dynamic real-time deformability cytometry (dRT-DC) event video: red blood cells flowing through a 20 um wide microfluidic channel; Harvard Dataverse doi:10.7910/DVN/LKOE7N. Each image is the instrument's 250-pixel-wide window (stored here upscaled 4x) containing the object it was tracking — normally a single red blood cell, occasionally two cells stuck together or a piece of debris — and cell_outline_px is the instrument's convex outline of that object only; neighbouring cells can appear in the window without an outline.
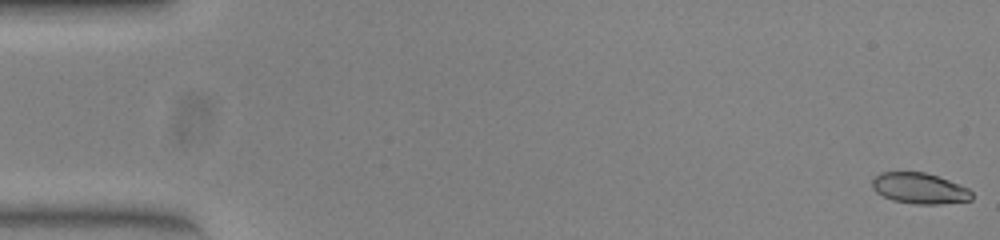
{"species": "common noctule bat (a hibernating species)", "species_latin": "Nyctalus noctula", "temperature_condition": "warm", "stored_images_in_passage": 10, "camera_frame_rate_fps": 3000, "um_per_image_px": 0.085, "animal": {"sex": "female", "body_mass_g": 23.0, "forearm_length_mm": 53.4}, "frame": {"image": 1, "passage_image": 1, "time_ms": 0.0, "image_size_px": [1000, 240], "cell_outline_px": [[972, 200], [936, 204], [912, 204], [892, 200], [876, 192], [872, 188], [872, 180], [880, 172], [924, 172], [948, 180], [968, 188], [972, 192]], "centroid_in_image_um": [78.14, 16.01], "position_along_channel_um": 6.9, "area_um2": 17.8}}